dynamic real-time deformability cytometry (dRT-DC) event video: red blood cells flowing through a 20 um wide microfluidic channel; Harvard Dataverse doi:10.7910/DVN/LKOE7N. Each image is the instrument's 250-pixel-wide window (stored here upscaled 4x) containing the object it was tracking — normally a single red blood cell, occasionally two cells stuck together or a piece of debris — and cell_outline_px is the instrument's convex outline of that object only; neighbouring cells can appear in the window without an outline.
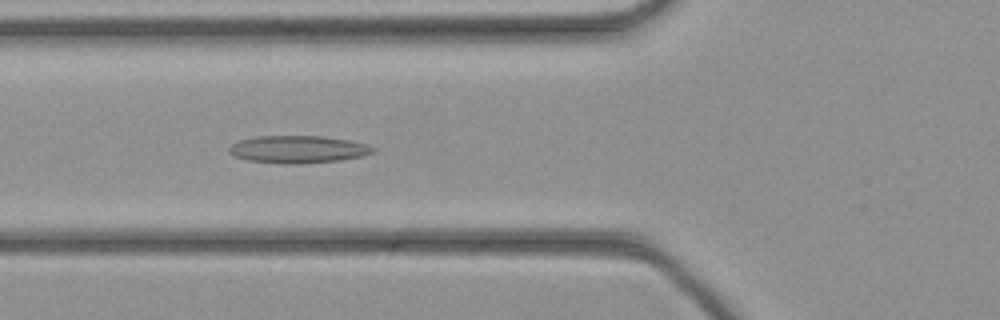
{"species": "common noctule bat (a hibernating species)", "species_latin": "Nyctalus noctula", "temperature_condition": "cold", "stored_images_in_passage": 37, "camera_frame_rate_fps": 3000, "um_per_image_px": 0.085, "animal": {"sex": "female", "body_mass_g": 21.9}, "frame": {"image": 1, "passage_image": 11, "time_ms": 3.333, "image_size_px": [1000, 320], "cell_outline_px": [[376, 152], [364, 156], [340, 160], [300, 164], [280, 164], [248, 160], [236, 156], [228, 152], [228, 148], [236, 140], [256, 136], [324, 136], [348, 140], [368, 144], [376, 148]], "centroid_in_image_um": [25.35, 12.69], "position_along_channel_um": 100.5, "area_um2": 23.35}}
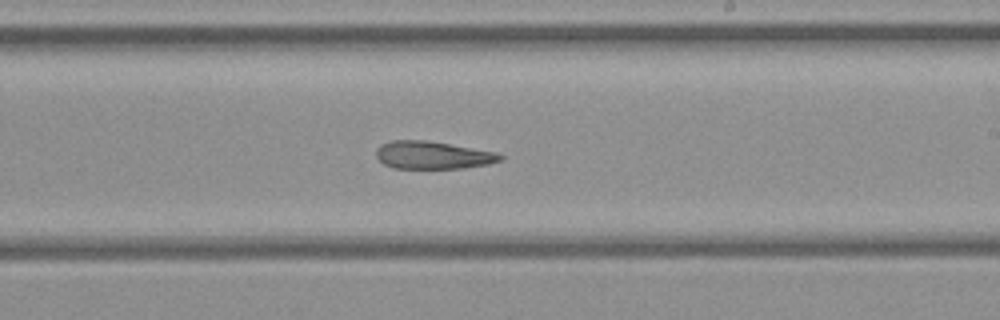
{"frame": {"image": 2, "passage_image": 21, "time_ms": 6.667, "image_size_px": [1000, 320], "cell_outline_px": [[504, 160], [488, 164], [464, 168], [392, 168], [384, 164], [376, 156], [376, 148], [380, 144], [392, 140], [428, 140], [500, 152], [504, 156]], "centroid_in_image_um": [36.83, 13.17], "position_along_channel_um": 252.2, "area_um2": 20.4}}
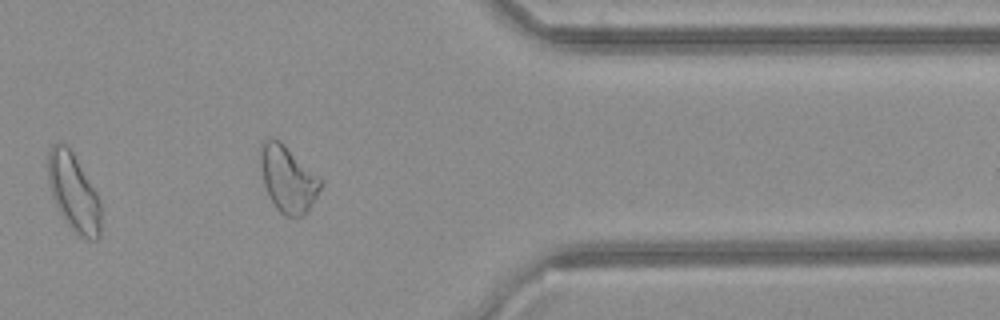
{"frame": {"image": 3, "passage_image": 31, "time_ms": 10.0, "image_size_px": [1000, 320], "cell_outline_px": [[100, 236], [96, 240], [88, 240], [80, 236], [64, 220], [52, 196], [48, 180], [48, 152], [52, 144], [64, 144], [72, 152], [96, 192], [100, 200]], "centroid_in_image_um": [6.26, 16.38], "position_along_channel_um": 405.1, "area_um2": 23.52}}